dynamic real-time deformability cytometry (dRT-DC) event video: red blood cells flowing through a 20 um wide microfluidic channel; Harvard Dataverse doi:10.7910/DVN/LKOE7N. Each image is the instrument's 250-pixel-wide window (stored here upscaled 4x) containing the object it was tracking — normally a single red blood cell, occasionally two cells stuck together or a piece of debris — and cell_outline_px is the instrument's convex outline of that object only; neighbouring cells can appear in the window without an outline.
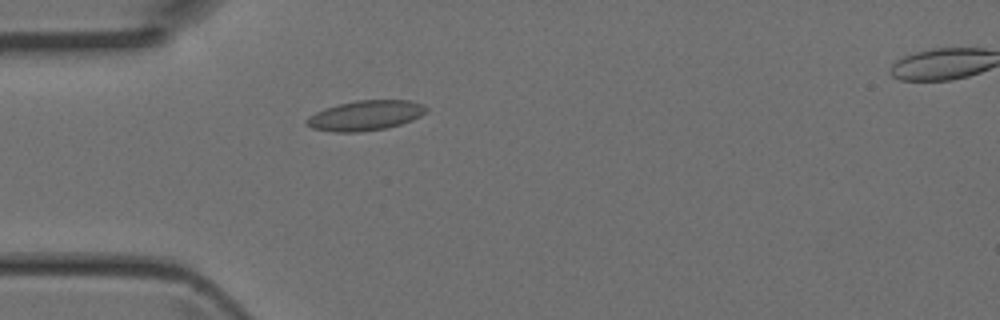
{"species": "Egyptian fruit bat (a non-hibernating species)", "species_latin": "Rousettus aegyptiacus", "temperature_condition": "room temperature", "stored_images_in_passage": 4, "camera_frame_rate_fps": 3000, "um_per_image_px": 0.085, "animal": {"sex": "female"}, "frame": {"image": 1, "passage_image": 3, "time_ms": 0.667, "image_size_px": [1000, 320], "cell_outline_px": [[428, 108], [420, 116], [412, 120], [400, 124], [384, 128], [360, 132], [336, 132], [312, 128], [304, 124], [304, 120], [308, 116], [324, 108], [356, 100], [408, 100], [424, 104]], "centroid_in_image_um": [31.03, 9.81], "position_along_channel_um": 54.0, "area_um2": 20.87}}